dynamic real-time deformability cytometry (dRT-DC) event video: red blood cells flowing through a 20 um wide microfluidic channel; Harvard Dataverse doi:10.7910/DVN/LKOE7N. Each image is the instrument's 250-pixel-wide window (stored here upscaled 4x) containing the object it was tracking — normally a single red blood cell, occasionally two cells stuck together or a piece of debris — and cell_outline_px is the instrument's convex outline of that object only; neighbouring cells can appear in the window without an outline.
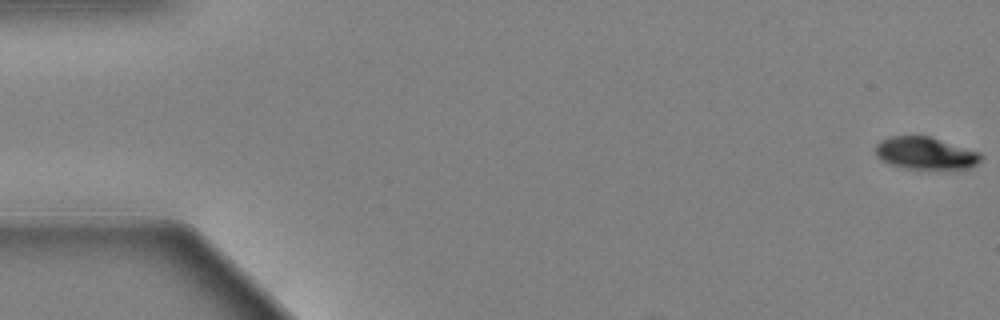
{"species": "Egyptian fruit bat (a non-hibernating species)", "species_latin": "Rousettus aegyptiacus", "temperature_condition": "warm", "stored_images_in_passage": 61, "camera_frame_rate_fps": 3000, "um_per_image_px": 0.085, "animal": {"sex": "female"}, "frame": {"image": 1, "passage_image": 1, "time_ms": 0.0, "image_size_px": [1000, 320], "cell_outline_px": [[984, 156], [972, 168], [944, 172], [904, 168], [888, 164], [880, 160], [876, 156], [876, 144], [880, 140], [892, 136], [928, 136], [980, 152]], "centroid_in_image_um": [78.7, 13.09], "position_along_channel_um": 6.3, "area_um2": 20.69}}
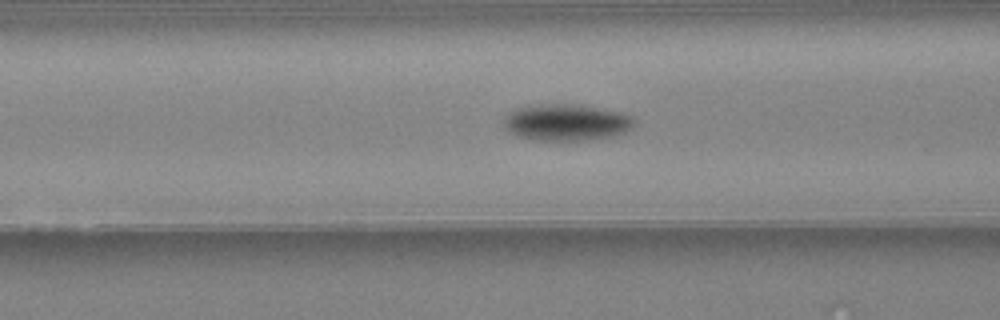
{"frame": {"image": 2, "passage_image": 25, "time_ms": 8.0, "image_size_px": [1000, 320], "cell_outline_px": [[632, 128], [624, 132], [612, 136], [588, 140], [536, 140], [516, 136], [508, 132], [504, 128], [504, 120], [516, 108], [536, 104], [584, 104], [620, 112], [632, 116]], "centroid_in_image_um": [48.12, 10.39], "position_along_channel_um": 118.5, "area_um2": 27.86}}
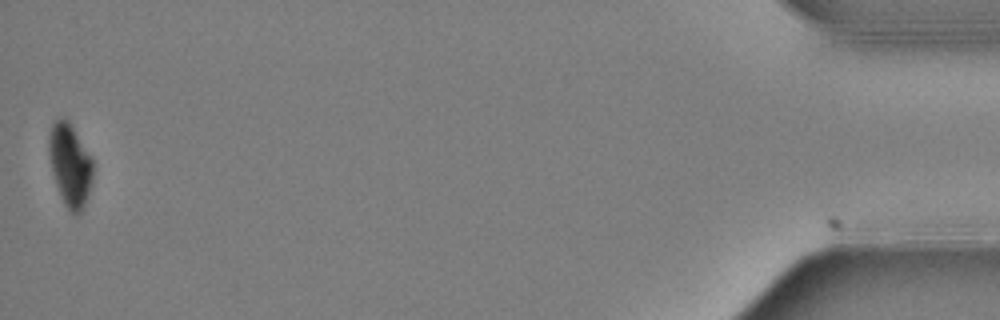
{"frame": {"image": 3, "passage_image": 61, "time_ms": 20.0, "image_size_px": [1000, 320], "cell_outline_px": [[92, 184], [84, 204], [80, 212], [76, 216], [64, 204], [60, 196], [52, 172], [48, 156], [48, 136], [52, 120], [56, 116], [64, 116], [68, 120], [92, 156]], "centroid_in_image_um": [5.92, 13.94], "position_along_channel_um": 429.3, "area_um2": 21.62}, "authors_computed_cell_mechanics": {"area_um2": 24.1026, "velocity_mm_per_s": 3.3897, "shape_relaxation_time_tau1_ms": 2.2683, "shape_relaxation_time_tau2_ms": null, "deformation_change_tau1": 0.1457, "deformation_change_tau2": null}}